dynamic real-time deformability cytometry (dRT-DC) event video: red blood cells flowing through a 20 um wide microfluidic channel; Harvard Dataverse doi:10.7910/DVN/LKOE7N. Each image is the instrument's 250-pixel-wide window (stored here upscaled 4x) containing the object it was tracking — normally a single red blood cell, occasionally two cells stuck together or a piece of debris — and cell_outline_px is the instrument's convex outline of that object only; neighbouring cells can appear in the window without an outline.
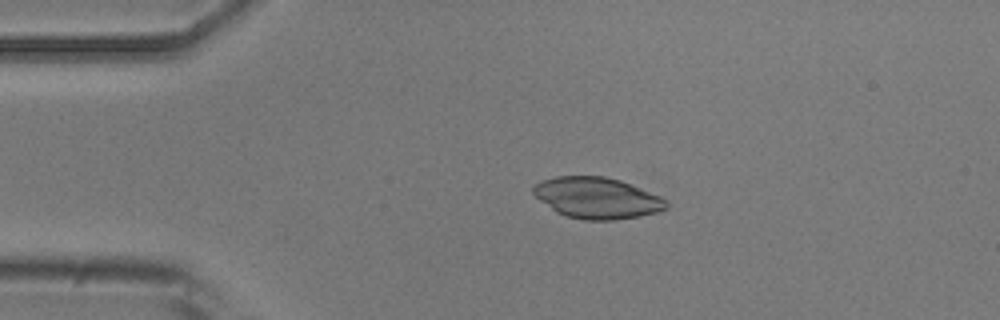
{"species": "common noctule bat (a hibernating species)", "species_latin": "Nyctalus noctula", "temperature_condition": "room temperature", "stored_images_in_passage": 5, "camera_frame_rate_fps": 3000, "um_per_image_px": 0.085, "animal": {"sex": "male", "body_mass_g": 20.5, "forearm_length_mm": 52.5}, "frame": {"image": 1, "passage_image": 4, "time_ms": 3.333, "image_size_px": [1000, 320], "cell_outline_px": [[668, 208], [656, 212], [636, 216], [612, 220], [584, 220], [568, 216], [556, 212], [540, 200], [532, 192], [532, 188], [540, 180], [556, 176], [604, 176], [620, 180], [660, 196], [668, 204]], "centroid_in_image_um": [50.71, 16.81], "position_along_channel_um": 34.3, "area_um2": 31.62}}